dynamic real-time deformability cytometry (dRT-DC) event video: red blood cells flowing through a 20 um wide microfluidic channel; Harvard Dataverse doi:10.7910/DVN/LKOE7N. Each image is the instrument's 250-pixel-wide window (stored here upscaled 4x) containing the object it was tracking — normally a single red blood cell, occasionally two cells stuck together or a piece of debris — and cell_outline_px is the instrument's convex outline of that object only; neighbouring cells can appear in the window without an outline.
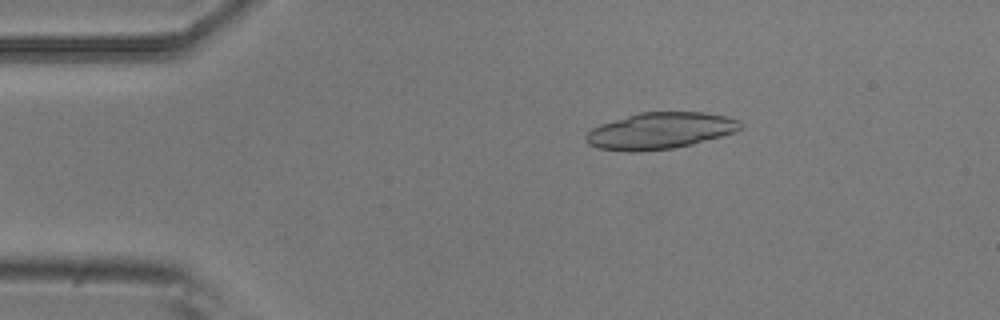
{"species": "common noctule bat (a hibernating species)", "species_latin": "Nyctalus noctula", "temperature_condition": "room temperature", "stored_images_in_passage": 5, "camera_frame_rate_fps": 3000, "um_per_image_px": 0.085, "animal": {"sex": "male", "body_mass_g": 20.5, "forearm_length_mm": 52.5}, "frame": {"image": 1, "passage_image": 3, "time_ms": 0.667, "image_size_px": [1000, 320], "cell_outline_px": [[744, 128], [736, 132], [692, 144], [672, 148], [640, 152], [628, 152], [600, 148], [588, 144], [584, 136], [592, 128], [600, 124], [640, 112], [704, 112], [728, 116], [740, 120]], "centroid_in_image_um": [56.14, 11.11], "position_along_channel_um": 28.9, "area_um2": 33.0}}